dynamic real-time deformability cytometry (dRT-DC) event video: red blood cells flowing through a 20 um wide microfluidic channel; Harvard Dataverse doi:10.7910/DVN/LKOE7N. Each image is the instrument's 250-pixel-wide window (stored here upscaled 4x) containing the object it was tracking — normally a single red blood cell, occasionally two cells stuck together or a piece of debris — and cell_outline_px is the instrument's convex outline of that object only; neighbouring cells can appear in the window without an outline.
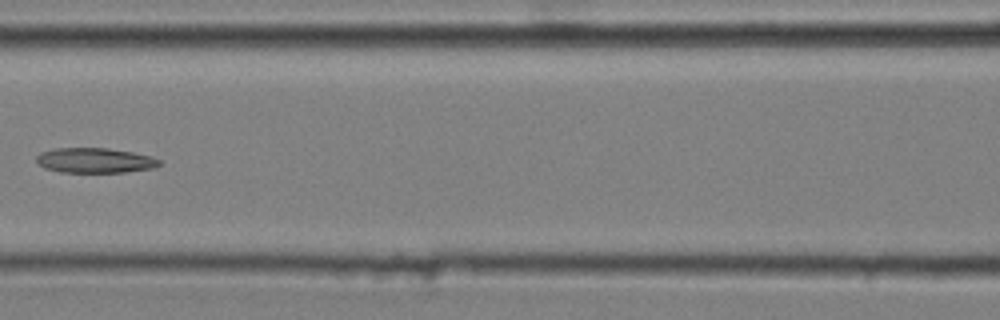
{"species": "common noctule bat (a hibernating species)", "species_latin": "Nyctalus noctula", "temperature_condition": "cold", "stored_images_in_passage": 7, "camera_frame_rate_fps": 3000, "um_per_image_px": 0.085, "animal": {"sex": "male", "body_mass_g": 20.4}, "frame": {"image": 1, "passage_image": 6, "time_ms": 1.667, "image_size_px": [1000, 320], "cell_outline_px": [[160, 164], [152, 168], [124, 172], [60, 172], [44, 168], [36, 160], [36, 156], [40, 152], [56, 148], [108, 148], [132, 152], [152, 156], [160, 160]], "centroid_in_image_um": [8.05, 13.63], "position_along_channel_um": 158.6, "area_um2": 17.86}}
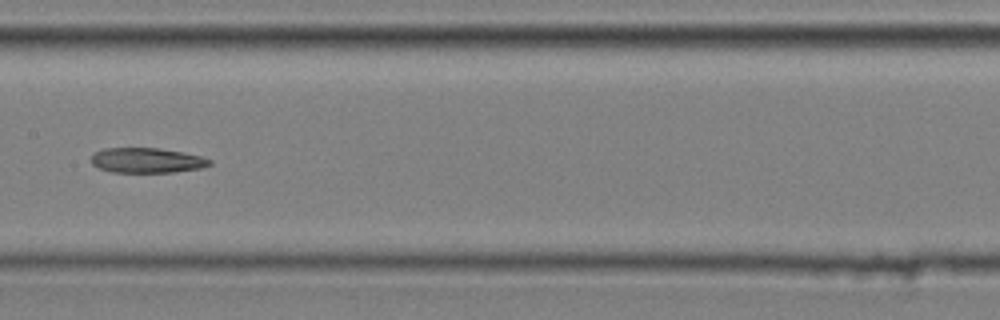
{"frame": {"image": 2, "passage_image": 7, "time_ms": 2.0, "image_size_px": [1000, 320], "cell_outline_px": [[212, 164], [200, 168], [176, 172], [112, 172], [100, 168], [92, 164], [92, 156], [96, 152], [104, 148], [160, 148], [184, 152], [200, 156], [212, 160]], "centroid_in_image_um": [12.52, 13.63], "position_along_channel_um": 194.9, "area_um2": 17.22}}